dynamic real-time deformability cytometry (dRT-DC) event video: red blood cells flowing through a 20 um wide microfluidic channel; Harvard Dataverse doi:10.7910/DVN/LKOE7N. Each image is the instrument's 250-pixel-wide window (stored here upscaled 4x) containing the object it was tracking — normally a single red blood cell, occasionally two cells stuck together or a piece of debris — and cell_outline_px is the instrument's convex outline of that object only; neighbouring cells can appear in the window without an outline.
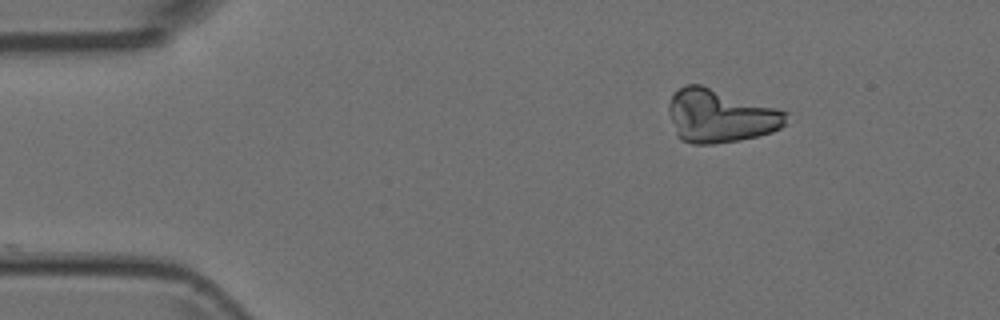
{"species": "Egyptian fruit bat (a non-hibernating species)", "species_latin": "Rousettus aegyptiacus", "temperature_condition": "room temperature", "stored_images_in_passage": 25, "camera_frame_rate_fps": 3000, "um_per_image_px": 0.085, "animal": {"sex": "female"}, "frame": {"image": 1, "passage_image": 1, "time_ms": 0.0, "image_size_px": [1000, 320], "cell_outline_px": [[788, 112], [784, 124], [780, 128], [772, 132], [740, 140], [712, 144], [692, 144], [680, 140], [676, 136], [668, 108], [668, 104], [672, 96], [684, 84], [700, 84], [776, 108]], "centroid_in_image_um": [61.18, 9.86], "position_along_channel_um": 23.8, "area_um2": 36.24}}